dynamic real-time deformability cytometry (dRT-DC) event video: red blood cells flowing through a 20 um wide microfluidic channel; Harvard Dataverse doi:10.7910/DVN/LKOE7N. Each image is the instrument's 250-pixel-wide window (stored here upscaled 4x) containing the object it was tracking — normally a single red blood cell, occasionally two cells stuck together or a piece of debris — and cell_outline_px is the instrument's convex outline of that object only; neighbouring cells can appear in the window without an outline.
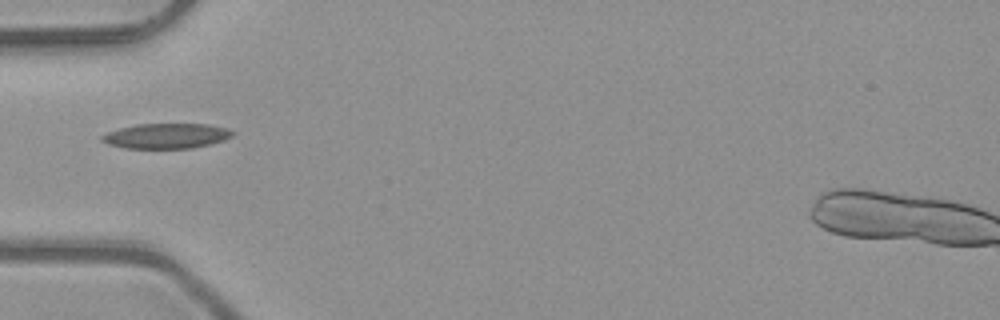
{"species": "common noctule bat (a hibernating species)", "species_latin": "Nyctalus noctula", "temperature_condition": "room temperature", "stored_images_in_passage": 6, "camera_frame_rate_fps": 3000, "um_per_image_px": 0.085, "animal": {"sex": "male", "body_mass_g": 23.1, "forearm_length_mm": 52.7}, "frame": {"image": 1, "passage_image": 5, "time_ms": 1.333, "image_size_px": [1000, 320], "cell_outline_px": [[236, 132], [232, 136], [224, 140], [212, 144], [192, 148], [124, 148], [108, 144], [100, 140], [100, 136], [108, 132], [120, 128], [136, 124], [208, 124], [228, 128]], "centroid_in_image_um": [14.16, 11.55], "position_along_channel_um": 70.8, "area_um2": 19.25}}
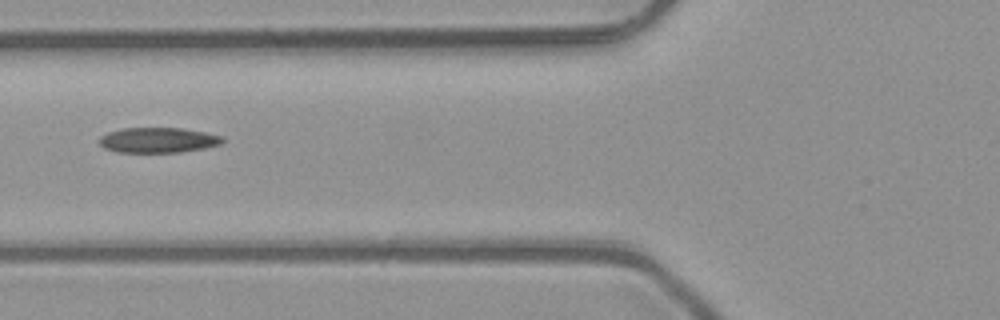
{"frame": {"image": 2, "passage_image": 6, "time_ms": 1.667, "image_size_px": [1000, 320], "cell_outline_px": [[224, 140], [220, 144], [204, 148], [180, 152], [116, 152], [104, 148], [100, 144], [100, 136], [108, 132], [124, 128], [184, 128], [224, 136]], "centroid_in_image_um": [13.44, 11.91], "position_along_channel_um": 112.4, "area_um2": 18.09}}